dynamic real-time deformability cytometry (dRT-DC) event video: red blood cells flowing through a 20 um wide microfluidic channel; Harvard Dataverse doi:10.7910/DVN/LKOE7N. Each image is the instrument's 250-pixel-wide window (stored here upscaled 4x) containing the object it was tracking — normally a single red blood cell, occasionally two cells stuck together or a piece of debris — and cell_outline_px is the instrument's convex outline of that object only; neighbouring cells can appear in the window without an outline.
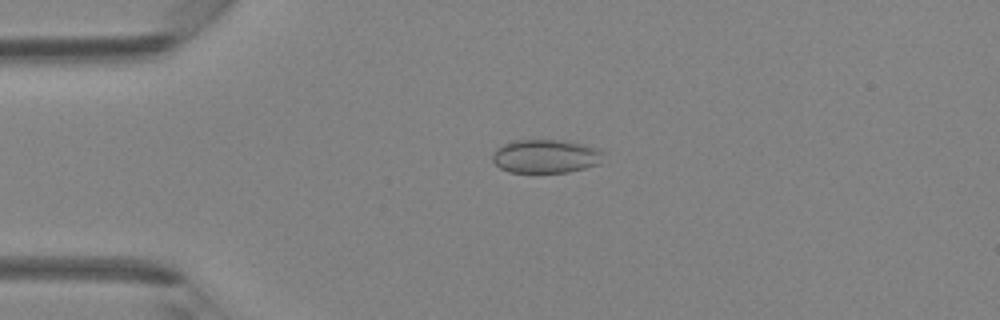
{"species": "Egyptian fruit bat (a non-hibernating species)", "species_latin": "Rousettus aegyptiacus", "temperature_condition": "room temperature", "stored_images_in_passage": 4, "camera_frame_rate_fps": 3000, "um_per_image_px": 0.085, "animal": {"sex": "female"}, "frame": {"image": 1, "passage_image": 3, "time_ms": 0.667, "image_size_px": [1000, 320], "cell_outline_px": [[608, 152], [600, 164], [568, 172], [508, 172], [500, 168], [492, 160], [492, 156], [496, 148], [504, 144], [516, 140], [564, 140], [584, 144], [600, 148]], "centroid_in_image_um": [46.46, 13.27], "position_along_channel_um": 38.5, "area_um2": 22.08}}